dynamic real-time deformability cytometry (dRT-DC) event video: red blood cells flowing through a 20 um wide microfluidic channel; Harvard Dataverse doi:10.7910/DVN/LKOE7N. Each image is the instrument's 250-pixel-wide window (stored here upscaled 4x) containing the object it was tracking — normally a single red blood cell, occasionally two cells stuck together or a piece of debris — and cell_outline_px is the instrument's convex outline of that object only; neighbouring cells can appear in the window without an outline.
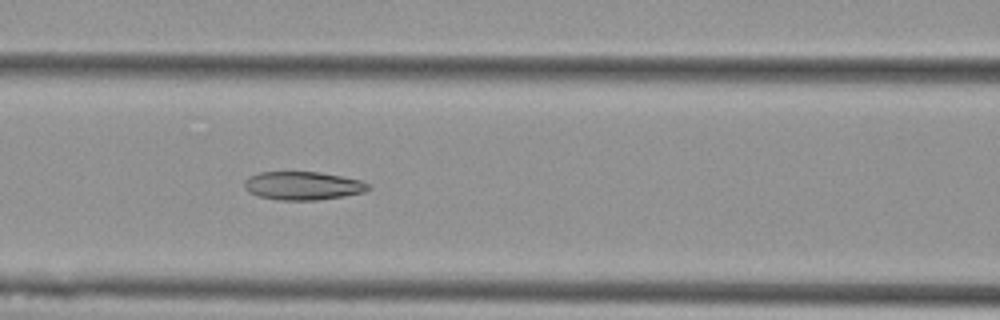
{"species": "Egyptian fruit bat (a non-hibernating species)", "species_latin": "Rousettus aegyptiacus", "temperature_condition": "cold", "stored_images_in_passage": 26, "camera_frame_rate_fps": 3000, "um_per_image_px": 0.085, "animal": {"sex": "female"}, "frame": {"image": 1, "passage_image": 22, "time_ms": 7.0, "image_size_px": [1000, 320], "cell_outline_px": [[372, 188], [364, 192], [344, 196], [316, 200], [280, 200], [260, 196], [248, 192], [244, 188], [244, 180], [248, 176], [260, 172], [320, 172], [360, 180], [372, 184]], "centroid_in_image_um": [25.75, 15.78], "position_along_channel_um": 140.8, "area_um2": 20.58}}
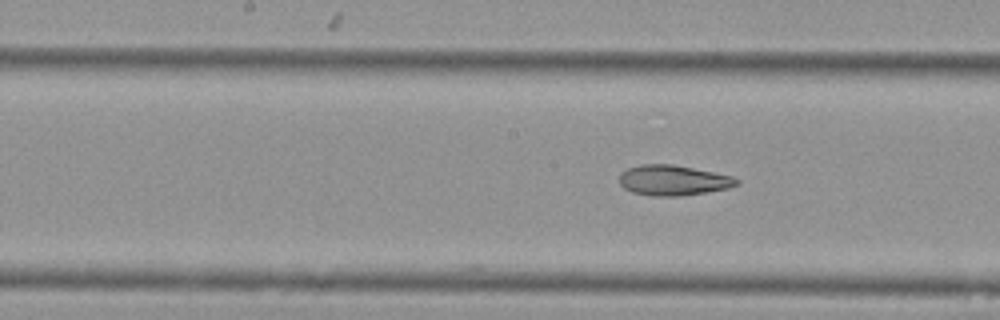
{"frame": {"image": 2, "passage_image": 26, "time_ms": 8.333, "image_size_px": [1000, 320], "cell_outline_px": [[740, 184], [728, 188], [680, 196], [652, 196], [632, 192], [624, 188], [620, 184], [620, 172], [628, 168], [640, 164], [672, 164], [732, 176], [740, 180]], "centroid_in_image_um": [57.2, 15.32], "position_along_channel_um": 191.0, "area_um2": 20.63}}